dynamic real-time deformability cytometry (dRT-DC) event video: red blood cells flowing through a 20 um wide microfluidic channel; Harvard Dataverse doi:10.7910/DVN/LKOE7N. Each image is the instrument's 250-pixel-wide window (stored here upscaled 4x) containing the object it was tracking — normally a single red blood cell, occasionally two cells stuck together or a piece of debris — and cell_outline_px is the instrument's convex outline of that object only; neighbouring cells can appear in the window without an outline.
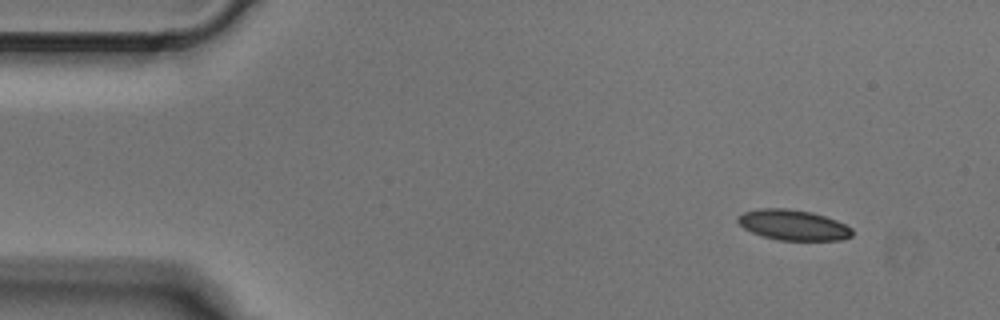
{"species": "Egyptian fruit bat (a non-hibernating species)", "species_latin": "Rousettus aegyptiacus", "temperature_condition": "cold", "stored_images_in_passage": 4, "camera_frame_rate_fps": 3000, "um_per_image_px": 0.085, "animal": {"sex": "male"}, "frame": {"image": 1, "passage_image": 1, "time_ms": 0.0, "image_size_px": [1000, 320], "cell_outline_px": [[852, 236], [840, 240], [776, 240], [752, 232], [744, 228], [736, 220], [736, 216], [744, 212], [760, 208], [788, 208], [812, 212], [836, 220], [852, 228]], "centroid_in_image_um": [67.4, 19.12], "position_along_channel_um": 17.6, "area_um2": 20.29}}
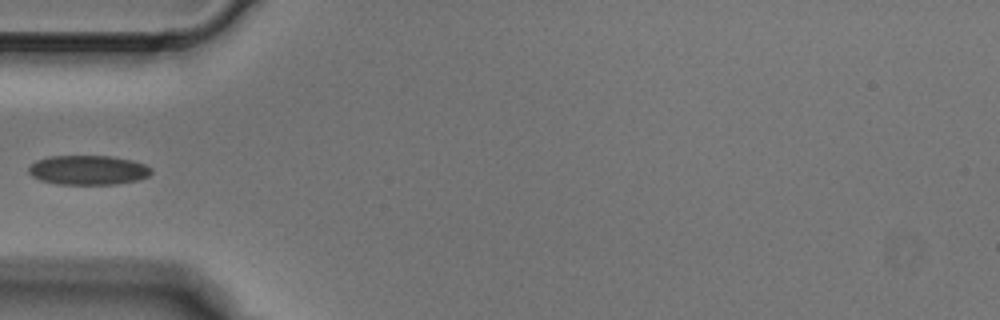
{"frame": {"image": 2, "passage_image": 4, "time_ms": 1.0, "image_size_px": [1000, 320], "cell_outline_px": [[152, 172], [148, 176], [136, 180], [116, 184], [60, 184], [40, 180], [32, 176], [28, 172], [28, 168], [36, 160], [48, 156], [112, 156], [132, 160], [144, 164], [152, 168]], "centroid_in_image_um": [7.49, 14.45], "position_along_channel_um": 77.5, "area_um2": 21.04}}